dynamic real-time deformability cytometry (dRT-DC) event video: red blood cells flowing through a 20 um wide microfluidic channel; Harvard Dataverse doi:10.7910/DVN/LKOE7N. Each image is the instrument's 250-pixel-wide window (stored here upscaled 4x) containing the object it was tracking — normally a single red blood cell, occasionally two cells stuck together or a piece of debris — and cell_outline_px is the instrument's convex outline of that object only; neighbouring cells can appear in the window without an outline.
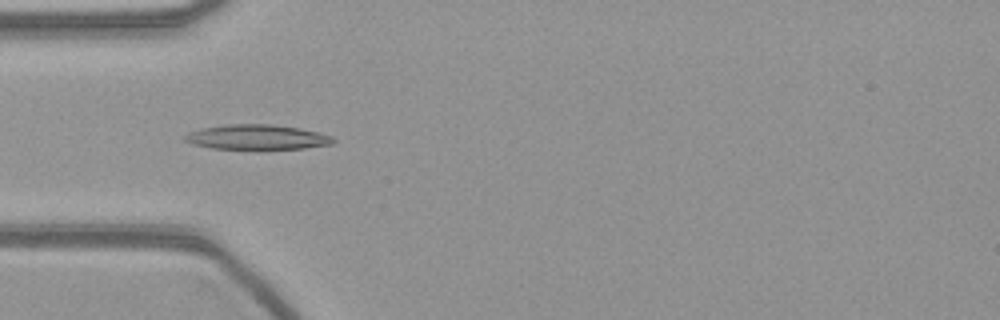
{"species": "common noctule bat (a hibernating species)", "species_latin": "Nyctalus noctula", "temperature_condition": "warm", "stored_images_in_passage": 41, "camera_frame_rate_fps": 3000, "um_per_image_px": 0.085, "animal": {"sex": "female", "body_mass_g": 21.9}, "frame": {"image": 1, "passage_image": 3, "time_ms": 0.667, "image_size_px": [1000, 320], "cell_outline_px": [[336, 140], [332, 144], [304, 148], [212, 148], [192, 144], [184, 140], [184, 136], [188, 132], [200, 128], [228, 124], [272, 124], [300, 128], [332, 136]], "centroid_in_image_um": [21.82, 11.64], "position_along_channel_um": 63.2, "area_um2": 21.27}}
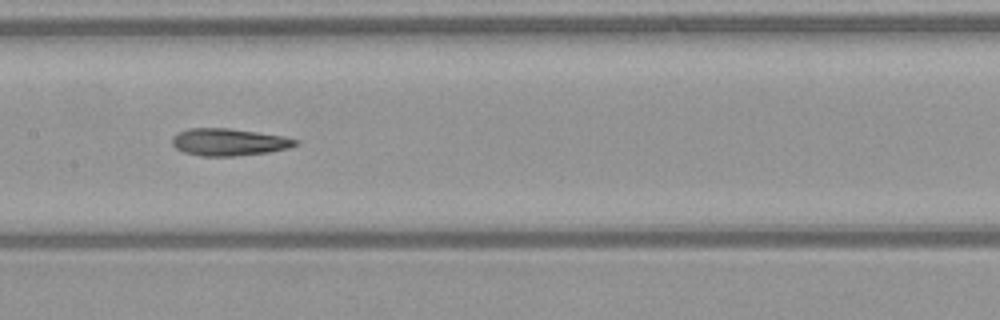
{"frame": {"image": 2, "passage_image": 13, "time_ms": 4.0, "image_size_px": [1000, 320], "cell_outline_px": [[300, 144], [288, 148], [268, 152], [236, 156], [200, 156], [184, 152], [176, 148], [172, 144], [172, 136], [188, 128], [228, 128], [284, 136], [300, 140]], "centroid_in_image_um": [19.47, 12.08], "position_along_channel_um": 187.9, "area_um2": 19.59}}
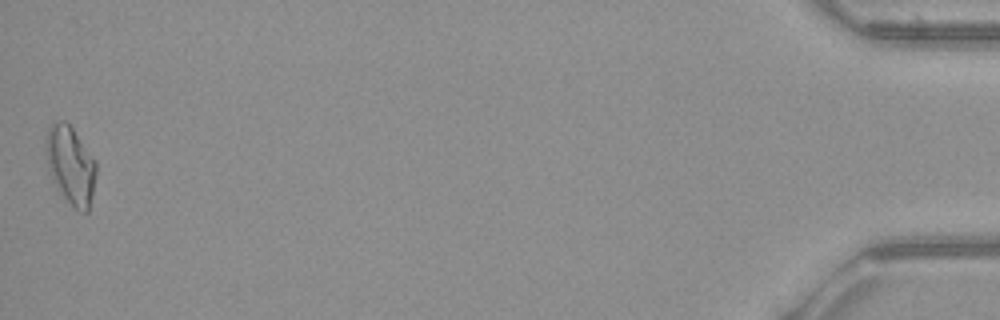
{"frame": {"image": 3, "passage_image": 41, "time_ms": 13.333, "image_size_px": [1000, 320], "cell_outline_px": [[96, 176], [92, 196], [88, 212], [80, 212], [56, 188], [48, 172], [44, 140], [48, 128], [56, 120], [64, 120], [72, 128], [96, 160]], "centroid_in_image_um": [5.98, 14.01], "position_along_channel_um": 429.2, "area_um2": 23.0}}